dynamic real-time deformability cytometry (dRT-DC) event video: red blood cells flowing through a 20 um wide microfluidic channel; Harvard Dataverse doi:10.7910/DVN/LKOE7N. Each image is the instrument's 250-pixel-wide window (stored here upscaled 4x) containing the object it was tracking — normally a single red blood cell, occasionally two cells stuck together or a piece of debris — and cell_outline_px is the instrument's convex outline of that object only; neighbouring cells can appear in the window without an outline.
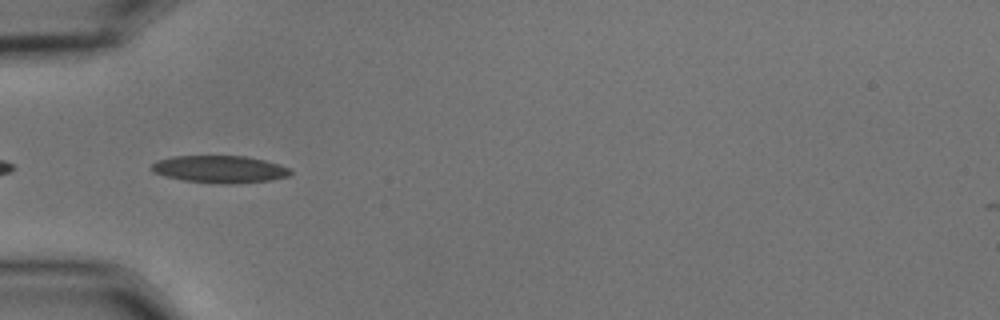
{"species": "common noctule bat (a hibernating species)", "species_latin": "Nyctalus noctula", "temperature_condition": "cold", "stored_images_in_passage": 7, "camera_frame_rate_fps": 3000, "um_per_image_px": 0.085, "animal": {"sex": "male", "body_mass_g": 15.6}, "frame": {"image": 1, "passage_image": 2, "time_ms": 0.333, "image_size_px": [1000, 320], "cell_outline_px": [[292, 172], [288, 176], [272, 180], [236, 184], [220, 184], [184, 180], [152, 172], [152, 164], [156, 160], [172, 156], [244, 156], [264, 160], [288, 168]], "centroid_in_image_um": [18.67, 14.39], "position_along_channel_um": 66.3, "area_um2": 21.96}}